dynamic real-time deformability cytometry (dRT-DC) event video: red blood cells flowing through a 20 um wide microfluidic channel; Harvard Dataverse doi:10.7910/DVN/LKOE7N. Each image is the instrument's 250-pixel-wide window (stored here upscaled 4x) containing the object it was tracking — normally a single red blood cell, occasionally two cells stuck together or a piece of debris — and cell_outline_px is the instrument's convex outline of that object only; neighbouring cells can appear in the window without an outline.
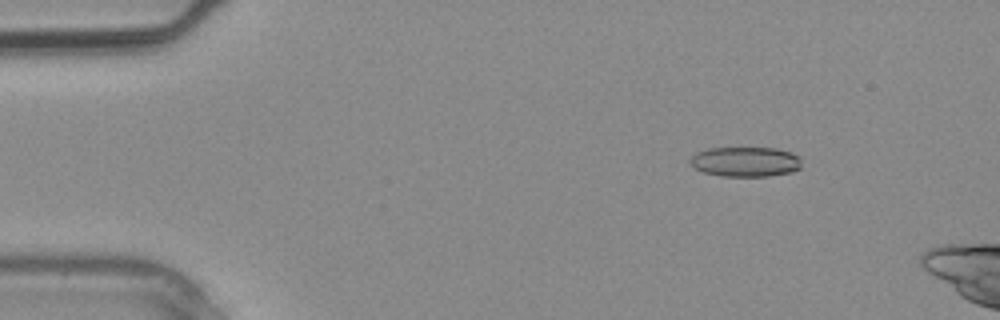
{"species": "common noctule bat (a hibernating species)", "species_latin": "Nyctalus noctula", "temperature_condition": "warm", "stored_images_in_passage": 2, "camera_frame_rate_fps": 3000, "um_per_image_px": 0.085, "animal": {"sex": "male", "body_mass_g": 20.4}, "frame": {"image": 1, "passage_image": 2, "time_ms": 0.333, "image_size_px": [1000, 320], "cell_outline_px": [[800, 168], [792, 172], [768, 176], [720, 176], [704, 172], [696, 168], [688, 160], [696, 152], [708, 148], [776, 148], [792, 152], [800, 156]], "centroid_in_image_um": [63.38, 13.74], "position_along_channel_um": 21.6, "area_um2": 19.48}}